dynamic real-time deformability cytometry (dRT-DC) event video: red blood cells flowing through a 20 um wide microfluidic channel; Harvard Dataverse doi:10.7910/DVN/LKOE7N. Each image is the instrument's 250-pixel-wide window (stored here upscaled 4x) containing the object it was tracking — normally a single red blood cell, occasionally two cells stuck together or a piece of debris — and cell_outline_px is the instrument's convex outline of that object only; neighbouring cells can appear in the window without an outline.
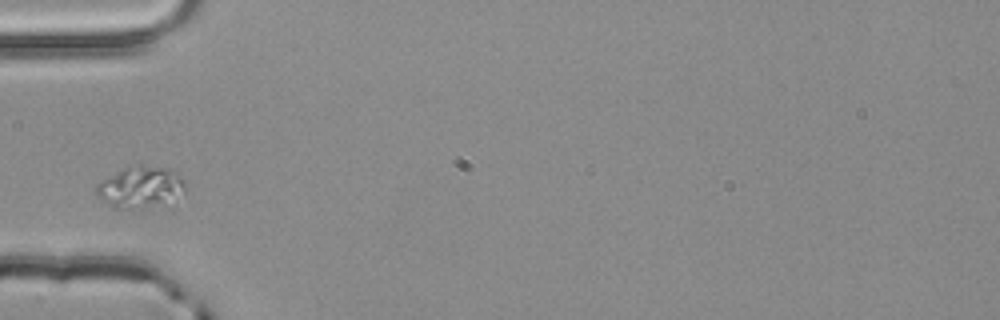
{"species": "common noctule bat (a hibernating species)", "species_latin": "Nyctalus noctula", "temperature_condition": "room temperature", "stored_images_in_passage": 1, "camera_frame_rate_fps": 3000, "um_per_image_px": 0.085, "animal": {"sex": "male", "body_mass_g": 20.4}, "frame": {"image": 1, "passage_image": 1, "time_ms": 0.0, "image_size_px": [1000, 320], "cell_outline_px": [[184, 192], [176, 204], [172, 208], [112, 208], [96, 196], [96, 184], [124, 168], [136, 164], [140, 164], [168, 168], [180, 176], [184, 180]], "centroid_in_image_um": [12.03, 15.98], "position_along_channel_um": 73.0, "area_um2": 22.54}}